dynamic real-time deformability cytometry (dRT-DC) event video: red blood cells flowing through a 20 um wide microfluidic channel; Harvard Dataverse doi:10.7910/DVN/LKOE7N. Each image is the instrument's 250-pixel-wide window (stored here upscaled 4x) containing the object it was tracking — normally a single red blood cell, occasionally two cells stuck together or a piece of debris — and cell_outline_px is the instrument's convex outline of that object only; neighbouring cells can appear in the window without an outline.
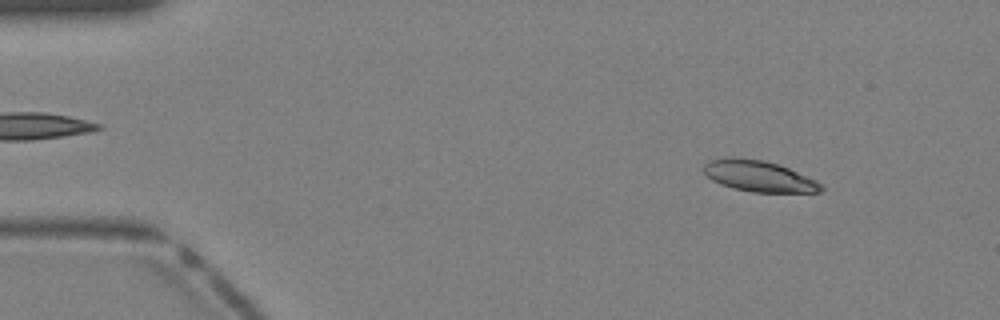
{"species": "Egyptian fruit bat (a non-hibernating species)", "species_latin": "Rousettus aegyptiacus", "temperature_condition": "warm", "stored_images_in_passage": 17, "camera_frame_rate_fps": 3000, "um_per_image_px": 0.085, "animal": {"sex": "female"}, "frame": {"image": 1, "passage_image": 4, "time_ms": 1.0, "image_size_px": [1000, 320], "cell_outline_px": [[824, 188], [820, 192], [752, 192], [732, 188], [720, 184], [712, 180], [704, 172], [704, 164], [712, 160], [764, 160], [780, 164], [816, 180]], "centroid_in_image_um": [64.57, 15.02], "position_along_channel_um": 20.4, "area_um2": 20.52}}
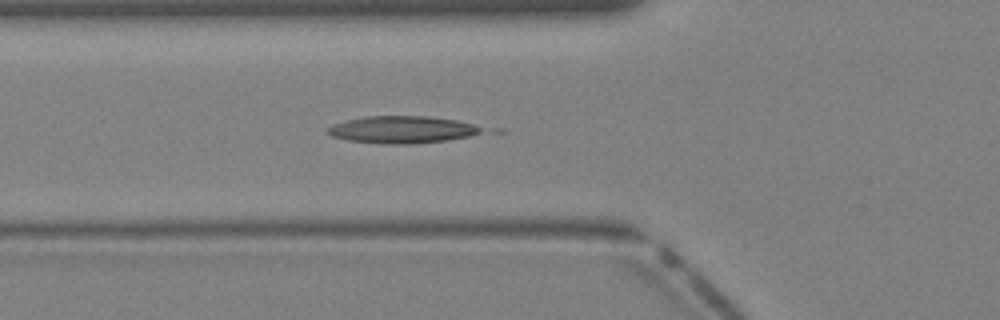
{"frame": {"image": 2, "passage_image": 14, "time_ms": 4.333, "image_size_px": [1000, 320], "cell_outline_px": [[480, 132], [468, 136], [448, 140], [412, 144], [384, 144], [348, 140], [332, 136], [324, 132], [332, 124], [348, 120], [368, 116], [428, 116], [456, 120], [472, 124], [480, 128]], "centroid_in_image_um": [34.11, 11.02], "position_along_channel_um": 91.7, "area_um2": 24.16}}
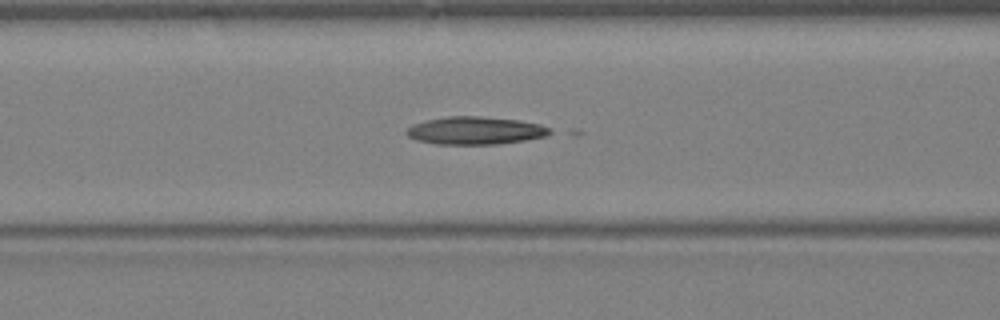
{"frame": {"image": 3, "passage_image": 16, "time_ms": 5.0, "image_size_px": [1000, 320], "cell_outline_px": [[552, 132], [544, 136], [524, 140], [496, 144], [436, 144], [416, 140], [408, 136], [404, 132], [412, 124], [428, 120], [448, 116], [480, 116], [516, 120], [540, 124], [552, 128]], "centroid_in_image_um": [40.38, 11.1], "position_along_channel_um": 126.2, "area_um2": 23.06}}